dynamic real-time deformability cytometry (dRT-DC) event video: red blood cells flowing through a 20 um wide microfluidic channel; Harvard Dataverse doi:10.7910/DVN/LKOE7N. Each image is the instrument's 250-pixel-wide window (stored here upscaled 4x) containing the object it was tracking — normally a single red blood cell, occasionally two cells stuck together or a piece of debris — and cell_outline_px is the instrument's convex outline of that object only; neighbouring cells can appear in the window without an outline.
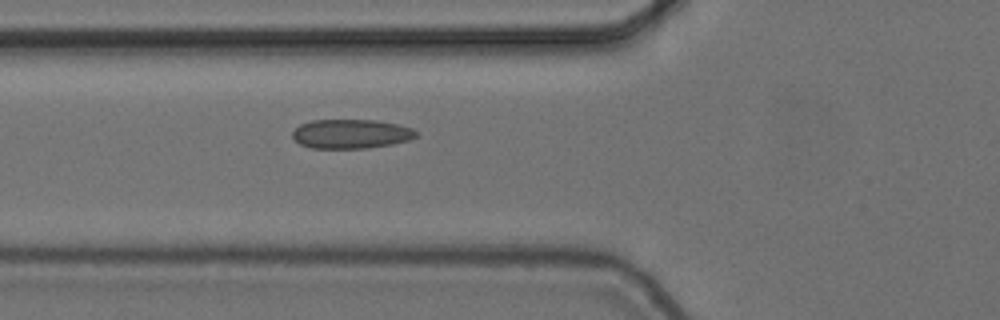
{"species": "common noctule bat (a hibernating species)", "species_latin": "Nyctalus noctula", "temperature_condition": "cold", "stored_images_in_passage": 6, "camera_frame_rate_fps": 3000, "um_per_image_px": 0.085, "animal": {"sex": "female", "body_mass_g": 24.6, "forearm_length_mm": 56.2}, "frame": {"image": 1, "passage_image": 6, "time_ms": 1.667, "image_size_px": [1000, 320], "cell_outline_px": [[420, 132], [416, 136], [408, 140], [392, 144], [368, 148], [312, 148], [300, 144], [292, 136], [292, 132], [300, 124], [312, 120], [376, 120], [396, 124], [412, 128]], "centroid_in_image_um": [29.84, 11.38], "position_along_channel_um": 96.0, "area_um2": 21.04}}